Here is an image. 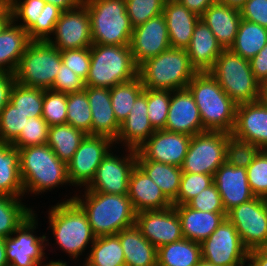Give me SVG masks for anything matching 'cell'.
Masks as SVG:
<instances>
[{
	"instance_id": "03108f58",
	"label": "cell",
	"mask_w": 267,
	"mask_h": 266,
	"mask_svg": "<svg viewBox=\"0 0 267 266\" xmlns=\"http://www.w3.org/2000/svg\"><path fill=\"white\" fill-rule=\"evenodd\" d=\"M219 1L225 5L234 7L236 9H240L246 2V0H219Z\"/></svg>"
},
{
	"instance_id": "d6986e66",
	"label": "cell",
	"mask_w": 267,
	"mask_h": 266,
	"mask_svg": "<svg viewBox=\"0 0 267 266\" xmlns=\"http://www.w3.org/2000/svg\"><path fill=\"white\" fill-rule=\"evenodd\" d=\"M169 48L170 41L163 13L133 28L130 49L138 67Z\"/></svg>"
},
{
	"instance_id": "7dc6e473",
	"label": "cell",
	"mask_w": 267,
	"mask_h": 266,
	"mask_svg": "<svg viewBox=\"0 0 267 266\" xmlns=\"http://www.w3.org/2000/svg\"><path fill=\"white\" fill-rule=\"evenodd\" d=\"M260 150L257 145L230 135L226 146L225 161L234 167L247 168Z\"/></svg>"
},
{
	"instance_id": "7a4b0ae2",
	"label": "cell",
	"mask_w": 267,
	"mask_h": 266,
	"mask_svg": "<svg viewBox=\"0 0 267 266\" xmlns=\"http://www.w3.org/2000/svg\"><path fill=\"white\" fill-rule=\"evenodd\" d=\"M18 149L24 195H41L55 187L71 186L67 164L47 144Z\"/></svg>"
},
{
	"instance_id": "f907efd6",
	"label": "cell",
	"mask_w": 267,
	"mask_h": 266,
	"mask_svg": "<svg viewBox=\"0 0 267 266\" xmlns=\"http://www.w3.org/2000/svg\"><path fill=\"white\" fill-rule=\"evenodd\" d=\"M126 12L133 28L163 13L165 0H125Z\"/></svg>"
},
{
	"instance_id": "5b68a950",
	"label": "cell",
	"mask_w": 267,
	"mask_h": 266,
	"mask_svg": "<svg viewBox=\"0 0 267 266\" xmlns=\"http://www.w3.org/2000/svg\"><path fill=\"white\" fill-rule=\"evenodd\" d=\"M90 58L85 86L111 89L138 77L130 45L92 44Z\"/></svg>"
},
{
	"instance_id": "e0dca14e",
	"label": "cell",
	"mask_w": 267,
	"mask_h": 266,
	"mask_svg": "<svg viewBox=\"0 0 267 266\" xmlns=\"http://www.w3.org/2000/svg\"><path fill=\"white\" fill-rule=\"evenodd\" d=\"M192 136L156 130L137 150L136 160H153L181 167Z\"/></svg>"
},
{
	"instance_id": "94428289",
	"label": "cell",
	"mask_w": 267,
	"mask_h": 266,
	"mask_svg": "<svg viewBox=\"0 0 267 266\" xmlns=\"http://www.w3.org/2000/svg\"><path fill=\"white\" fill-rule=\"evenodd\" d=\"M247 266H267V256L260 250L248 251Z\"/></svg>"
},
{
	"instance_id": "ac0fdd59",
	"label": "cell",
	"mask_w": 267,
	"mask_h": 266,
	"mask_svg": "<svg viewBox=\"0 0 267 266\" xmlns=\"http://www.w3.org/2000/svg\"><path fill=\"white\" fill-rule=\"evenodd\" d=\"M135 225L156 248L183 238L180 219L174 205L162 210L136 213Z\"/></svg>"
},
{
	"instance_id": "816d5d0a",
	"label": "cell",
	"mask_w": 267,
	"mask_h": 266,
	"mask_svg": "<svg viewBox=\"0 0 267 266\" xmlns=\"http://www.w3.org/2000/svg\"><path fill=\"white\" fill-rule=\"evenodd\" d=\"M63 11L50 3H46L39 20L28 31L31 41H48L54 33L55 25Z\"/></svg>"
},
{
	"instance_id": "f35d334b",
	"label": "cell",
	"mask_w": 267,
	"mask_h": 266,
	"mask_svg": "<svg viewBox=\"0 0 267 266\" xmlns=\"http://www.w3.org/2000/svg\"><path fill=\"white\" fill-rule=\"evenodd\" d=\"M143 91L144 87L139 76L110 89L112 108L119 124L127 118L135 100Z\"/></svg>"
},
{
	"instance_id": "836d02e7",
	"label": "cell",
	"mask_w": 267,
	"mask_h": 266,
	"mask_svg": "<svg viewBox=\"0 0 267 266\" xmlns=\"http://www.w3.org/2000/svg\"><path fill=\"white\" fill-rule=\"evenodd\" d=\"M136 164L159 186L171 202L177 198L183 173L181 167L153 160H136Z\"/></svg>"
},
{
	"instance_id": "ab89813d",
	"label": "cell",
	"mask_w": 267,
	"mask_h": 266,
	"mask_svg": "<svg viewBox=\"0 0 267 266\" xmlns=\"http://www.w3.org/2000/svg\"><path fill=\"white\" fill-rule=\"evenodd\" d=\"M44 89L15 83L10 95V102L26 117H42Z\"/></svg>"
},
{
	"instance_id": "f546056e",
	"label": "cell",
	"mask_w": 267,
	"mask_h": 266,
	"mask_svg": "<svg viewBox=\"0 0 267 266\" xmlns=\"http://www.w3.org/2000/svg\"><path fill=\"white\" fill-rule=\"evenodd\" d=\"M30 42L28 32L11 20L0 33V72L14 73Z\"/></svg>"
},
{
	"instance_id": "6da1fadb",
	"label": "cell",
	"mask_w": 267,
	"mask_h": 266,
	"mask_svg": "<svg viewBox=\"0 0 267 266\" xmlns=\"http://www.w3.org/2000/svg\"><path fill=\"white\" fill-rule=\"evenodd\" d=\"M83 190L84 194H74L73 200L86 213L95 237L116 235L135 225L136 212L128 195Z\"/></svg>"
},
{
	"instance_id": "5bb4252c",
	"label": "cell",
	"mask_w": 267,
	"mask_h": 266,
	"mask_svg": "<svg viewBox=\"0 0 267 266\" xmlns=\"http://www.w3.org/2000/svg\"><path fill=\"white\" fill-rule=\"evenodd\" d=\"M114 140L104 135H86L67 164L71 186L86 188L93 180L101 161L113 149ZM85 186V187H84Z\"/></svg>"
},
{
	"instance_id": "8c879c8a",
	"label": "cell",
	"mask_w": 267,
	"mask_h": 266,
	"mask_svg": "<svg viewBox=\"0 0 267 266\" xmlns=\"http://www.w3.org/2000/svg\"><path fill=\"white\" fill-rule=\"evenodd\" d=\"M260 250L267 256V242L260 248Z\"/></svg>"
},
{
	"instance_id": "b9f144b4",
	"label": "cell",
	"mask_w": 267,
	"mask_h": 266,
	"mask_svg": "<svg viewBox=\"0 0 267 266\" xmlns=\"http://www.w3.org/2000/svg\"><path fill=\"white\" fill-rule=\"evenodd\" d=\"M171 91L147 89V114L155 130L165 128L169 111Z\"/></svg>"
},
{
	"instance_id": "3957f363",
	"label": "cell",
	"mask_w": 267,
	"mask_h": 266,
	"mask_svg": "<svg viewBox=\"0 0 267 266\" xmlns=\"http://www.w3.org/2000/svg\"><path fill=\"white\" fill-rule=\"evenodd\" d=\"M70 196L67 200L51 206L48 210V224L59 250L71 259L80 258L87 246H92L95 236L86 213ZM91 244V245H89Z\"/></svg>"
},
{
	"instance_id": "bcb514c9",
	"label": "cell",
	"mask_w": 267,
	"mask_h": 266,
	"mask_svg": "<svg viewBox=\"0 0 267 266\" xmlns=\"http://www.w3.org/2000/svg\"><path fill=\"white\" fill-rule=\"evenodd\" d=\"M45 4L43 0H10L12 20L28 32L39 20Z\"/></svg>"
},
{
	"instance_id": "83f0119b",
	"label": "cell",
	"mask_w": 267,
	"mask_h": 266,
	"mask_svg": "<svg viewBox=\"0 0 267 266\" xmlns=\"http://www.w3.org/2000/svg\"><path fill=\"white\" fill-rule=\"evenodd\" d=\"M190 64L197 72L209 71L215 64L223 47L219 44L207 24L199 19L196 23L190 44L186 48Z\"/></svg>"
},
{
	"instance_id": "ffe728a7",
	"label": "cell",
	"mask_w": 267,
	"mask_h": 266,
	"mask_svg": "<svg viewBox=\"0 0 267 266\" xmlns=\"http://www.w3.org/2000/svg\"><path fill=\"white\" fill-rule=\"evenodd\" d=\"M163 130L189 136L206 131L194 97L188 88L171 91L169 111Z\"/></svg>"
},
{
	"instance_id": "44dd1931",
	"label": "cell",
	"mask_w": 267,
	"mask_h": 266,
	"mask_svg": "<svg viewBox=\"0 0 267 266\" xmlns=\"http://www.w3.org/2000/svg\"><path fill=\"white\" fill-rule=\"evenodd\" d=\"M231 135L267 150V103L261 99L237 104L236 122Z\"/></svg>"
},
{
	"instance_id": "a7ac6f4b",
	"label": "cell",
	"mask_w": 267,
	"mask_h": 266,
	"mask_svg": "<svg viewBox=\"0 0 267 266\" xmlns=\"http://www.w3.org/2000/svg\"><path fill=\"white\" fill-rule=\"evenodd\" d=\"M261 99L267 103V82L262 86Z\"/></svg>"
},
{
	"instance_id": "e575fe53",
	"label": "cell",
	"mask_w": 267,
	"mask_h": 266,
	"mask_svg": "<svg viewBox=\"0 0 267 266\" xmlns=\"http://www.w3.org/2000/svg\"><path fill=\"white\" fill-rule=\"evenodd\" d=\"M85 136L84 132L68 123L54 125L49 127L47 145L61 161L68 164Z\"/></svg>"
},
{
	"instance_id": "d590c367",
	"label": "cell",
	"mask_w": 267,
	"mask_h": 266,
	"mask_svg": "<svg viewBox=\"0 0 267 266\" xmlns=\"http://www.w3.org/2000/svg\"><path fill=\"white\" fill-rule=\"evenodd\" d=\"M267 44V28L242 19L230 49L241 57L250 60Z\"/></svg>"
},
{
	"instance_id": "30bf717a",
	"label": "cell",
	"mask_w": 267,
	"mask_h": 266,
	"mask_svg": "<svg viewBox=\"0 0 267 266\" xmlns=\"http://www.w3.org/2000/svg\"><path fill=\"white\" fill-rule=\"evenodd\" d=\"M230 135L228 132L209 130L193 135L181 165L182 172L214 176L225 162Z\"/></svg>"
},
{
	"instance_id": "d6a6232c",
	"label": "cell",
	"mask_w": 267,
	"mask_h": 266,
	"mask_svg": "<svg viewBox=\"0 0 267 266\" xmlns=\"http://www.w3.org/2000/svg\"><path fill=\"white\" fill-rule=\"evenodd\" d=\"M201 262L199 242L182 238L157 248V266H198Z\"/></svg>"
},
{
	"instance_id": "9a60e30c",
	"label": "cell",
	"mask_w": 267,
	"mask_h": 266,
	"mask_svg": "<svg viewBox=\"0 0 267 266\" xmlns=\"http://www.w3.org/2000/svg\"><path fill=\"white\" fill-rule=\"evenodd\" d=\"M125 149V156L111 149L101 161L91 183L84 189L106 194L128 195L129 177L136 166V150Z\"/></svg>"
},
{
	"instance_id": "681fc988",
	"label": "cell",
	"mask_w": 267,
	"mask_h": 266,
	"mask_svg": "<svg viewBox=\"0 0 267 266\" xmlns=\"http://www.w3.org/2000/svg\"><path fill=\"white\" fill-rule=\"evenodd\" d=\"M246 169L253 195L267 199V150L261 149Z\"/></svg>"
},
{
	"instance_id": "9f6ffc18",
	"label": "cell",
	"mask_w": 267,
	"mask_h": 266,
	"mask_svg": "<svg viewBox=\"0 0 267 266\" xmlns=\"http://www.w3.org/2000/svg\"><path fill=\"white\" fill-rule=\"evenodd\" d=\"M239 10L242 19L267 28V0H246Z\"/></svg>"
},
{
	"instance_id": "753ad0ef",
	"label": "cell",
	"mask_w": 267,
	"mask_h": 266,
	"mask_svg": "<svg viewBox=\"0 0 267 266\" xmlns=\"http://www.w3.org/2000/svg\"><path fill=\"white\" fill-rule=\"evenodd\" d=\"M198 266H212V265L202 261Z\"/></svg>"
},
{
	"instance_id": "74e56055",
	"label": "cell",
	"mask_w": 267,
	"mask_h": 266,
	"mask_svg": "<svg viewBox=\"0 0 267 266\" xmlns=\"http://www.w3.org/2000/svg\"><path fill=\"white\" fill-rule=\"evenodd\" d=\"M85 257L96 266H125L123 248L117 235L95 237Z\"/></svg>"
},
{
	"instance_id": "277c9868",
	"label": "cell",
	"mask_w": 267,
	"mask_h": 266,
	"mask_svg": "<svg viewBox=\"0 0 267 266\" xmlns=\"http://www.w3.org/2000/svg\"><path fill=\"white\" fill-rule=\"evenodd\" d=\"M187 88L194 97L205 130L233 132L237 104L209 71L197 72Z\"/></svg>"
},
{
	"instance_id": "f6af8a7d",
	"label": "cell",
	"mask_w": 267,
	"mask_h": 266,
	"mask_svg": "<svg viewBox=\"0 0 267 266\" xmlns=\"http://www.w3.org/2000/svg\"><path fill=\"white\" fill-rule=\"evenodd\" d=\"M27 118L9 102L0 114V143H12L20 135Z\"/></svg>"
},
{
	"instance_id": "f5cc1de1",
	"label": "cell",
	"mask_w": 267,
	"mask_h": 266,
	"mask_svg": "<svg viewBox=\"0 0 267 266\" xmlns=\"http://www.w3.org/2000/svg\"><path fill=\"white\" fill-rule=\"evenodd\" d=\"M187 205L202 212L226 213L222 198L214 183L192 198Z\"/></svg>"
},
{
	"instance_id": "f1b7e54d",
	"label": "cell",
	"mask_w": 267,
	"mask_h": 266,
	"mask_svg": "<svg viewBox=\"0 0 267 266\" xmlns=\"http://www.w3.org/2000/svg\"><path fill=\"white\" fill-rule=\"evenodd\" d=\"M181 223L183 238L201 243L224 221L226 213L202 212L185 205H174Z\"/></svg>"
},
{
	"instance_id": "d4e9b609",
	"label": "cell",
	"mask_w": 267,
	"mask_h": 266,
	"mask_svg": "<svg viewBox=\"0 0 267 266\" xmlns=\"http://www.w3.org/2000/svg\"><path fill=\"white\" fill-rule=\"evenodd\" d=\"M84 90L92 112L91 135H104L115 140L120 124L112 108L110 89L85 86Z\"/></svg>"
},
{
	"instance_id": "8fae6325",
	"label": "cell",
	"mask_w": 267,
	"mask_h": 266,
	"mask_svg": "<svg viewBox=\"0 0 267 266\" xmlns=\"http://www.w3.org/2000/svg\"><path fill=\"white\" fill-rule=\"evenodd\" d=\"M37 226V215L33 212L9 237L5 238V253L8 264L41 266L42 263H45L44 261L48 257L44 250L48 246L50 248L51 245H49V239L45 234L41 236L35 234Z\"/></svg>"
},
{
	"instance_id": "11a10c76",
	"label": "cell",
	"mask_w": 267,
	"mask_h": 266,
	"mask_svg": "<svg viewBox=\"0 0 267 266\" xmlns=\"http://www.w3.org/2000/svg\"><path fill=\"white\" fill-rule=\"evenodd\" d=\"M51 89L65 94L80 92L85 89V81L62 63Z\"/></svg>"
},
{
	"instance_id": "ba28073f",
	"label": "cell",
	"mask_w": 267,
	"mask_h": 266,
	"mask_svg": "<svg viewBox=\"0 0 267 266\" xmlns=\"http://www.w3.org/2000/svg\"><path fill=\"white\" fill-rule=\"evenodd\" d=\"M91 21L93 44L130 45L133 27L125 0H83Z\"/></svg>"
},
{
	"instance_id": "8d00e7d4",
	"label": "cell",
	"mask_w": 267,
	"mask_h": 266,
	"mask_svg": "<svg viewBox=\"0 0 267 266\" xmlns=\"http://www.w3.org/2000/svg\"><path fill=\"white\" fill-rule=\"evenodd\" d=\"M23 197L0 195V237H9L34 211Z\"/></svg>"
},
{
	"instance_id": "52a82bcc",
	"label": "cell",
	"mask_w": 267,
	"mask_h": 266,
	"mask_svg": "<svg viewBox=\"0 0 267 266\" xmlns=\"http://www.w3.org/2000/svg\"><path fill=\"white\" fill-rule=\"evenodd\" d=\"M209 73L236 104L261 100L262 86L253 75L249 60L231 49H223Z\"/></svg>"
},
{
	"instance_id": "4fadbf2b",
	"label": "cell",
	"mask_w": 267,
	"mask_h": 266,
	"mask_svg": "<svg viewBox=\"0 0 267 266\" xmlns=\"http://www.w3.org/2000/svg\"><path fill=\"white\" fill-rule=\"evenodd\" d=\"M226 217L248 251L260 249L267 242V199L254 197L231 209Z\"/></svg>"
},
{
	"instance_id": "6f0895ef",
	"label": "cell",
	"mask_w": 267,
	"mask_h": 266,
	"mask_svg": "<svg viewBox=\"0 0 267 266\" xmlns=\"http://www.w3.org/2000/svg\"><path fill=\"white\" fill-rule=\"evenodd\" d=\"M249 62L253 75L263 86L267 82V44Z\"/></svg>"
},
{
	"instance_id": "003e7915",
	"label": "cell",
	"mask_w": 267,
	"mask_h": 266,
	"mask_svg": "<svg viewBox=\"0 0 267 266\" xmlns=\"http://www.w3.org/2000/svg\"><path fill=\"white\" fill-rule=\"evenodd\" d=\"M50 263H46V264H43L41 266H69L67 265L68 263L65 261H62V260H58V261H49Z\"/></svg>"
},
{
	"instance_id": "2644e50d",
	"label": "cell",
	"mask_w": 267,
	"mask_h": 266,
	"mask_svg": "<svg viewBox=\"0 0 267 266\" xmlns=\"http://www.w3.org/2000/svg\"><path fill=\"white\" fill-rule=\"evenodd\" d=\"M84 259H85L84 263L82 265H79V266H96V265L92 264L90 261H88L86 258H84Z\"/></svg>"
},
{
	"instance_id": "4dcf8cb0",
	"label": "cell",
	"mask_w": 267,
	"mask_h": 266,
	"mask_svg": "<svg viewBox=\"0 0 267 266\" xmlns=\"http://www.w3.org/2000/svg\"><path fill=\"white\" fill-rule=\"evenodd\" d=\"M119 237L125 257V266H157V248L136 227L123 229Z\"/></svg>"
},
{
	"instance_id": "2e32d148",
	"label": "cell",
	"mask_w": 267,
	"mask_h": 266,
	"mask_svg": "<svg viewBox=\"0 0 267 266\" xmlns=\"http://www.w3.org/2000/svg\"><path fill=\"white\" fill-rule=\"evenodd\" d=\"M48 42L60 51L91 47V21L87 7L82 3L75 9L63 11Z\"/></svg>"
},
{
	"instance_id": "ee69618b",
	"label": "cell",
	"mask_w": 267,
	"mask_h": 266,
	"mask_svg": "<svg viewBox=\"0 0 267 266\" xmlns=\"http://www.w3.org/2000/svg\"><path fill=\"white\" fill-rule=\"evenodd\" d=\"M49 126L42 117L27 118L20 135L11 143L17 148L44 145L48 142Z\"/></svg>"
},
{
	"instance_id": "89a4df30",
	"label": "cell",
	"mask_w": 267,
	"mask_h": 266,
	"mask_svg": "<svg viewBox=\"0 0 267 266\" xmlns=\"http://www.w3.org/2000/svg\"><path fill=\"white\" fill-rule=\"evenodd\" d=\"M12 19H0V33Z\"/></svg>"
},
{
	"instance_id": "e7e4bbea",
	"label": "cell",
	"mask_w": 267,
	"mask_h": 266,
	"mask_svg": "<svg viewBox=\"0 0 267 266\" xmlns=\"http://www.w3.org/2000/svg\"><path fill=\"white\" fill-rule=\"evenodd\" d=\"M5 252H6L5 238L0 237V266L8 265Z\"/></svg>"
},
{
	"instance_id": "60d3db41",
	"label": "cell",
	"mask_w": 267,
	"mask_h": 266,
	"mask_svg": "<svg viewBox=\"0 0 267 266\" xmlns=\"http://www.w3.org/2000/svg\"><path fill=\"white\" fill-rule=\"evenodd\" d=\"M66 123L81 130L86 135H91L92 112L84 89L80 92L67 94Z\"/></svg>"
},
{
	"instance_id": "484cf974",
	"label": "cell",
	"mask_w": 267,
	"mask_h": 266,
	"mask_svg": "<svg viewBox=\"0 0 267 266\" xmlns=\"http://www.w3.org/2000/svg\"><path fill=\"white\" fill-rule=\"evenodd\" d=\"M163 15L166 20L170 47L186 49L200 17L188 10L178 0H165Z\"/></svg>"
},
{
	"instance_id": "cb8c5ba5",
	"label": "cell",
	"mask_w": 267,
	"mask_h": 266,
	"mask_svg": "<svg viewBox=\"0 0 267 266\" xmlns=\"http://www.w3.org/2000/svg\"><path fill=\"white\" fill-rule=\"evenodd\" d=\"M128 197L136 213L162 210L173 205L159 186L137 164L129 177Z\"/></svg>"
},
{
	"instance_id": "680465c9",
	"label": "cell",
	"mask_w": 267,
	"mask_h": 266,
	"mask_svg": "<svg viewBox=\"0 0 267 266\" xmlns=\"http://www.w3.org/2000/svg\"><path fill=\"white\" fill-rule=\"evenodd\" d=\"M15 83L14 73L0 72V114L10 102L11 91Z\"/></svg>"
},
{
	"instance_id": "db71d44e",
	"label": "cell",
	"mask_w": 267,
	"mask_h": 266,
	"mask_svg": "<svg viewBox=\"0 0 267 266\" xmlns=\"http://www.w3.org/2000/svg\"><path fill=\"white\" fill-rule=\"evenodd\" d=\"M62 62L84 81L90 68V47L61 51Z\"/></svg>"
},
{
	"instance_id": "6125c7cd",
	"label": "cell",
	"mask_w": 267,
	"mask_h": 266,
	"mask_svg": "<svg viewBox=\"0 0 267 266\" xmlns=\"http://www.w3.org/2000/svg\"><path fill=\"white\" fill-rule=\"evenodd\" d=\"M43 1L58 7L62 11L75 9L83 3V0H43Z\"/></svg>"
},
{
	"instance_id": "1f68e13d",
	"label": "cell",
	"mask_w": 267,
	"mask_h": 266,
	"mask_svg": "<svg viewBox=\"0 0 267 266\" xmlns=\"http://www.w3.org/2000/svg\"><path fill=\"white\" fill-rule=\"evenodd\" d=\"M0 195L25 197L19 149L11 143H0Z\"/></svg>"
},
{
	"instance_id": "9c48e42d",
	"label": "cell",
	"mask_w": 267,
	"mask_h": 266,
	"mask_svg": "<svg viewBox=\"0 0 267 266\" xmlns=\"http://www.w3.org/2000/svg\"><path fill=\"white\" fill-rule=\"evenodd\" d=\"M61 51L48 41H31L14 72L21 85L51 89L62 64Z\"/></svg>"
},
{
	"instance_id": "91938a15",
	"label": "cell",
	"mask_w": 267,
	"mask_h": 266,
	"mask_svg": "<svg viewBox=\"0 0 267 266\" xmlns=\"http://www.w3.org/2000/svg\"><path fill=\"white\" fill-rule=\"evenodd\" d=\"M188 10L201 17L204 11L217 0H178Z\"/></svg>"
},
{
	"instance_id": "8992f818",
	"label": "cell",
	"mask_w": 267,
	"mask_h": 266,
	"mask_svg": "<svg viewBox=\"0 0 267 266\" xmlns=\"http://www.w3.org/2000/svg\"><path fill=\"white\" fill-rule=\"evenodd\" d=\"M197 70L190 64L186 49L169 48L138 67V76L146 89L187 88Z\"/></svg>"
},
{
	"instance_id": "7c38bea8",
	"label": "cell",
	"mask_w": 267,
	"mask_h": 266,
	"mask_svg": "<svg viewBox=\"0 0 267 266\" xmlns=\"http://www.w3.org/2000/svg\"><path fill=\"white\" fill-rule=\"evenodd\" d=\"M200 245L202 261L212 266H247L248 250L227 217Z\"/></svg>"
},
{
	"instance_id": "7bdbcfd3",
	"label": "cell",
	"mask_w": 267,
	"mask_h": 266,
	"mask_svg": "<svg viewBox=\"0 0 267 266\" xmlns=\"http://www.w3.org/2000/svg\"><path fill=\"white\" fill-rule=\"evenodd\" d=\"M42 118L49 127L65 124L67 118V94L52 89L44 90Z\"/></svg>"
},
{
	"instance_id": "c3c4849f",
	"label": "cell",
	"mask_w": 267,
	"mask_h": 266,
	"mask_svg": "<svg viewBox=\"0 0 267 266\" xmlns=\"http://www.w3.org/2000/svg\"><path fill=\"white\" fill-rule=\"evenodd\" d=\"M213 176L183 172L180 182V190L173 205H185L202 190L213 184Z\"/></svg>"
},
{
	"instance_id": "7402d4cb",
	"label": "cell",
	"mask_w": 267,
	"mask_h": 266,
	"mask_svg": "<svg viewBox=\"0 0 267 266\" xmlns=\"http://www.w3.org/2000/svg\"><path fill=\"white\" fill-rule=\"evenodd\" d=\"M213 182L220 193L226 214L255 197L249 187L246 168L234 167L225 161L214 173Z\"/></svg>"
},
{
	"instance_id": "603a6c76",
	"label": "cell",
	"mask_w": 267,
	"mask_h": 266,
	"mask_svg": "<svg viewBox=\"0 0 267 266\" xmlns=\"http://www.w3.org/2000/svg\"><path fill=\"white\" fill-rule=\"evenodd\" d=\"M147 89L137 97L127 118L120 124L114 143L137 150L156 130L148 118ZM119 141V142H118Z\"/></svg>"
},
{
	"instance_id": "be15d7a7",
	"label": "cell",
	"mask_w": 267,
	"mask_h": 266,
	"mask_svg": "<svg viewBox=\"0 0 267 266\" xmlns=\"http://www.w3.org/2000/svg\"><path fill=\"white\" fill-rule=\"evenodd\" d=\"M0 19H12L10 0H0Z\"/></svg>"
},
{
	"instance_id": "4316f807",
	"label": "cell",
	"mask_w": 267,
	"mask_h": 266,
	"mask_svg": "<svg viewBox=\"0 0 267 266\" xmlns=\"http://www.w3.org/2000/svg\"><path fill=\"white\" fill-rule=\"evenodd\" d=\"M200 19L207 24L223 49H230L242 20L240 10L217 0L204 11Z\"/></svg>"
}]
</instances>
